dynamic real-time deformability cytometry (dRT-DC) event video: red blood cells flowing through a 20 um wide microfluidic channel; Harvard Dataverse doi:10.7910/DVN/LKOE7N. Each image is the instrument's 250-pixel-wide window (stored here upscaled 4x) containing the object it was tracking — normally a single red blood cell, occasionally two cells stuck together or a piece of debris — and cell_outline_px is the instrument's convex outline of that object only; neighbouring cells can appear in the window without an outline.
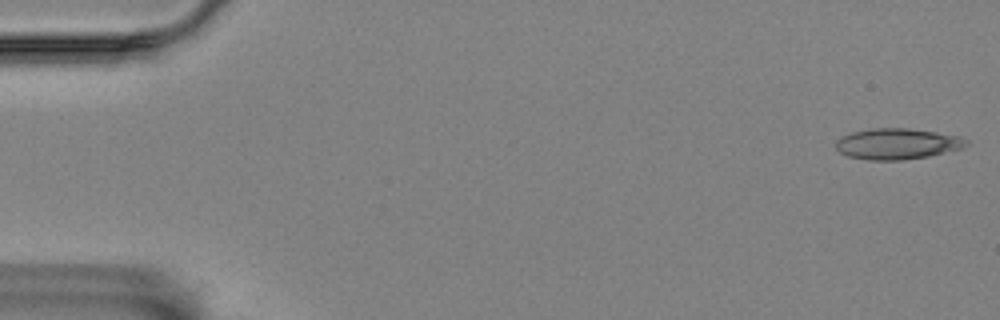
{"species": "Egyptian fruit bat (a non-hibernating species)", "species_latin": "Rousettus aegyptiacus", "temperature_condition": "room temperature", "stored_images_in_passage": 22, "camera_frame_rate_fps": 3000, "um_per_image_px": 0.085, "animal": {"sex": "female"}, "frame": {"image": 1, "passage_image": 1, "time_ms": 0.0, "image_size_px": [1000, 320], "cell_outline_px": [[968, 144], [960, 148], [928, 156], [904, 160], [868, 160], [848, 156], [840, 152], [836, 148], [836, 140], [840, 136], [852, 132], [868, 128], [908, 128], [936, 132], [960, 136], [968, 140]], "centroid_in_image_um": [76.22, 12.22], "position_along_channel_um": 8.8, "area_um2": 23.52}}
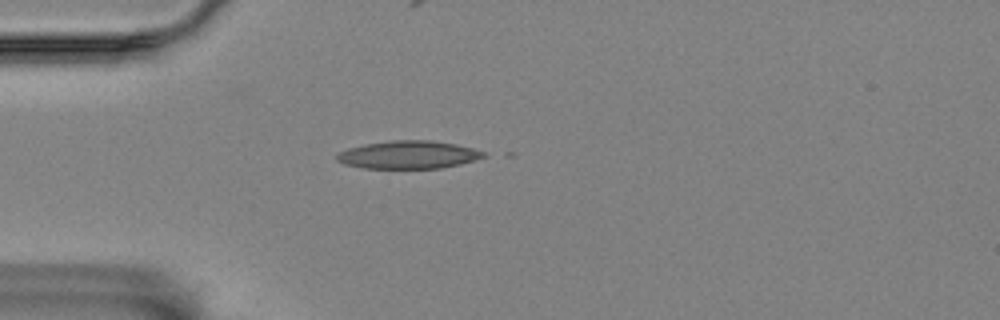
{"frame": {"image": 2, "passage_image": 15, "time_ms": 4.667, "image_size_px": [1000, 320], "cell_outline_px": [[488, 156], [476, 160], [460, 164], [440, 168], [364, 168], [344, 164], [336, 160], [336, 156], [340, 152], [348, 148], [364, 144], [392, 140], [432, 140], [456, 144], [472, 148], [484, 152]], "centroid_in_image_um": [34.73, 13.15], "position_along_channel_um": 50.3, "area_um2": 23.87}}
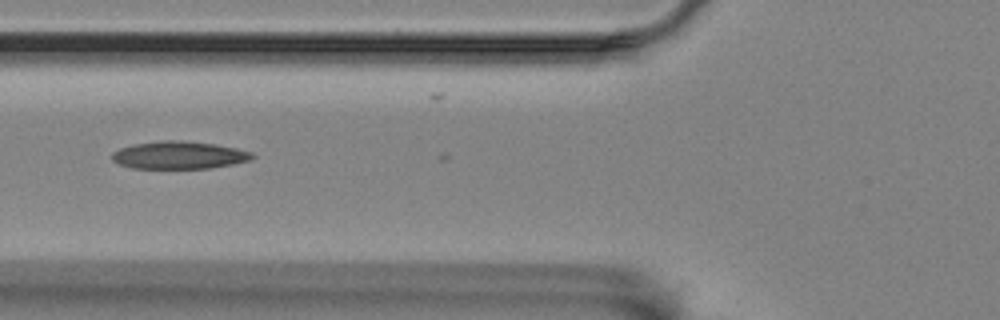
{"frame": {"image": 3, "passage_image": 21, "time_ms": 6.667, "image_size_px": [1000, 320], "cell_outline_px": [[256, 156], [252, 160], [232, 164], [208, 168], [132, 168], [120, 164], [112, 160], [112, 152], [120, 148], [136, 144], [160, 140], [180, 140], [216, 144], [236, 148], [252, 152]], "centroid_in_image_um": [15.25, 13.18], "position_along_channel_um": 110.6, "area_um2": 22.54}}